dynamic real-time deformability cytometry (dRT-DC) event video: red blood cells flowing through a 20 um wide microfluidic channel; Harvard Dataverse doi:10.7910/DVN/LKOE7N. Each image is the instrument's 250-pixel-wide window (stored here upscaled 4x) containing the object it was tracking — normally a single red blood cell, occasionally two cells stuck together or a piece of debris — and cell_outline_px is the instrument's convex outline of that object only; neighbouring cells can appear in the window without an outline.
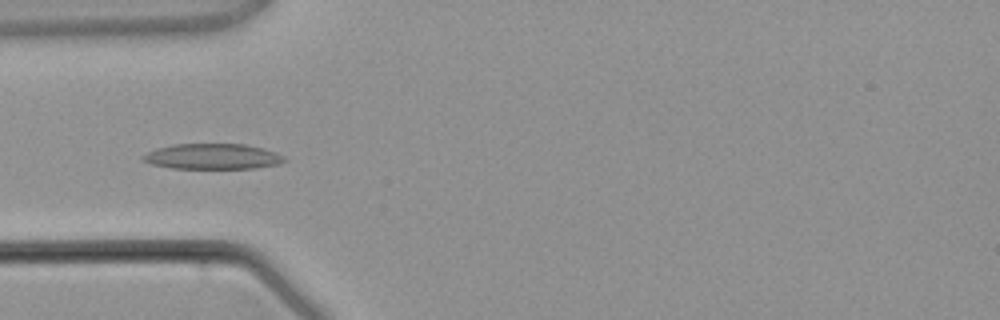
{"species": "common noctule bat (a hibernating species)", "species_latin": "Nyctalus noctula", "temperature_condition": "warm", "stored_images_in_passage": 3, "camera_frame_rate_fps": 3000, "um_per_image_px": 0.085, "animal": {"sex": "male", "body_mass_g": 21.5, "forearm_length_mm": 52.0}, "frame": {"image": 1, "passage_image": 3, "time_ms": 2.333, "image_size_px": [1000, 320], "cell_outline_px": [[288, 160], [280, 164], [256, 168], [172, 168], [152, 164], [140, 160], [140, 156], [156, 148], [172, 144], [244, 144], [264, 148], [276, 152], [284, 156]], "centroid_in_image_um": [18.08, 13.3], "position_along_channel_um": 66.9, "area_um2": 21.21}}